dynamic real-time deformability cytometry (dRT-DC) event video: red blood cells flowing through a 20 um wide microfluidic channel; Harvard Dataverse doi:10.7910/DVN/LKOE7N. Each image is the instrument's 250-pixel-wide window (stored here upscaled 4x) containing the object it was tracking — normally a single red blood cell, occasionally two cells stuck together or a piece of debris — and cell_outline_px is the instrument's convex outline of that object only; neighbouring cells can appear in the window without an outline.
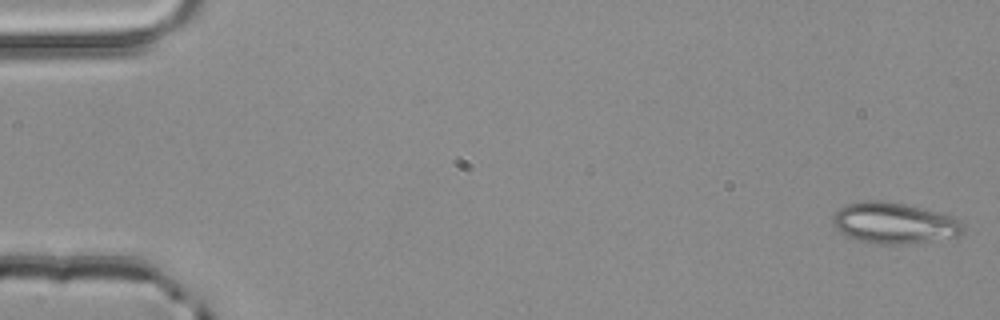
{"species": "common noctule bat (a hibernating species)", "species_latin": "Nyctalus noctula", "temperature_condition": "room temperature", "stored_images_in_passage": 4, "camera_frame_rate_fps": 3000, "um_per_image_px": 0.085, "animal": {"sex": "male", "body_mass_g": 20.4}, "frame": {"image": 1, "passage_image": 1, "time_ms": 0.0, "image_size_px": [1000, 320], "cell_outline_px": [[964, 232], [956, 236], [904, 244], [880, 244], [856, 240], [840, 232], [832, 224], [832, 216], [844, 204], [868, 200], [884, 200], [904, 204], [952, 216], [960, 220], [964, 224]], "centroid_in_image_um": [75.97, 18.95], "position_along_channel_um": 9.0, "area_um2": 31.04}}